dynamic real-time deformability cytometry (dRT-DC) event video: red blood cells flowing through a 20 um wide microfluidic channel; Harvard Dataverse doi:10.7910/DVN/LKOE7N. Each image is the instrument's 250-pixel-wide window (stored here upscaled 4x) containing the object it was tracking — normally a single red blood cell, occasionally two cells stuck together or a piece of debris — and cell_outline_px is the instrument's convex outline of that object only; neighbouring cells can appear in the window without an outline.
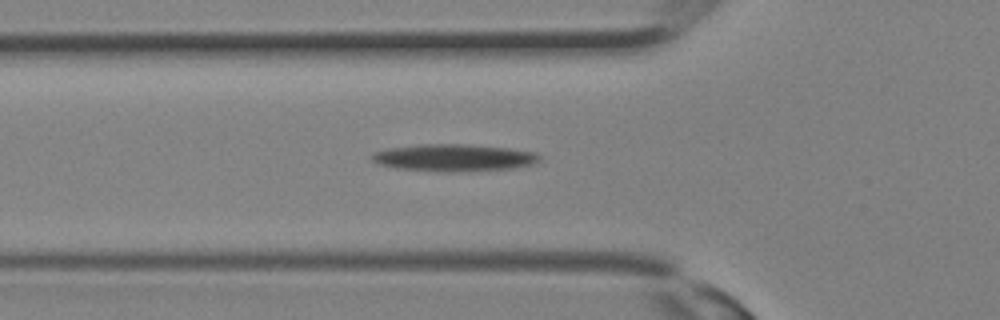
{"species": "Egyptian fruit bat (a non-hibernating species)", "species_latin": "Rousettus aegyptiacus", "temperature_condition": "room temperature", "stored_images_in_passage": 26, "camera_frame_rate_fps": 3000, "um_per_image_px": 0.085, "animal": {"sex": "female"}, "frame": {"image": 1, "passage_image": 4, "time_ms": 1.0, "image_size_px": [1000, 320], "cell_outline_px": [[540, 160], [536, 164], [516, 168], [452, 172], [396, 168], [380, 164], [372, 160], [368, 156], [372, 152], [388, 148], [420, 144], [464, 144], [508, 148], [536, 152], [540, 156]], "centroid_in_image_um": [38.59, 13.4], "position_along_channel_um": 87.2, "area_um2": 26.65}}
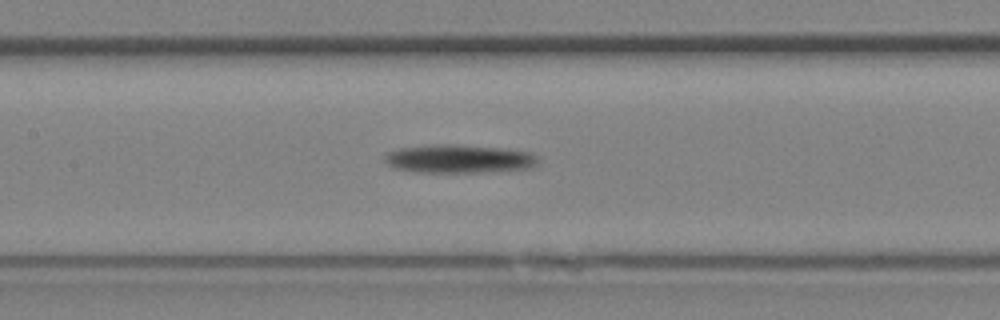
{"frame": {"image": 2, "passage_image": 8, "time_ms": 2.333, "image_size_px": [1000, 320], "cell_outline_px": [[540, 164], [532, 168], [480, 172], [416, 172], [392, 168], [384, 160], [384, 156], [388, 152], [400, 148], [428, 144], [452, 144], [504, 148], [528, 152], [540, 156]], "centroid_in_image_um": [39.04, 13.5], "position_along_channel_um": 168.4, "area_um2": 25.78}}
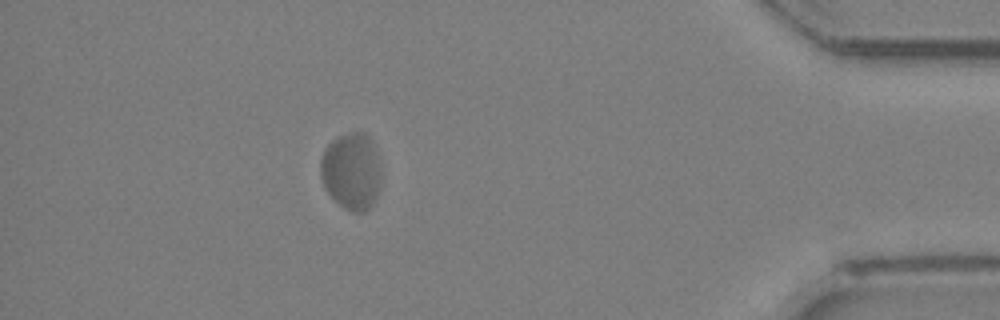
{"frame": {"image": 3, "passage_image": 22, "time_ms": 7.0, "image_size_px": [1000, 320], "cell_outline_px": [[380, 188], [372, 204], [364, 212], [352, 212], [344, 208], [324, 188], [320, 176], [320, 160], [324, 148], [336, 136], [348, 132], [364, 132], [372, 140], [380, 164]], "centroid_in_image_um": [29.86, 14.52], "position_along_channel_um": 405.3, "area_um2": 27.46}}